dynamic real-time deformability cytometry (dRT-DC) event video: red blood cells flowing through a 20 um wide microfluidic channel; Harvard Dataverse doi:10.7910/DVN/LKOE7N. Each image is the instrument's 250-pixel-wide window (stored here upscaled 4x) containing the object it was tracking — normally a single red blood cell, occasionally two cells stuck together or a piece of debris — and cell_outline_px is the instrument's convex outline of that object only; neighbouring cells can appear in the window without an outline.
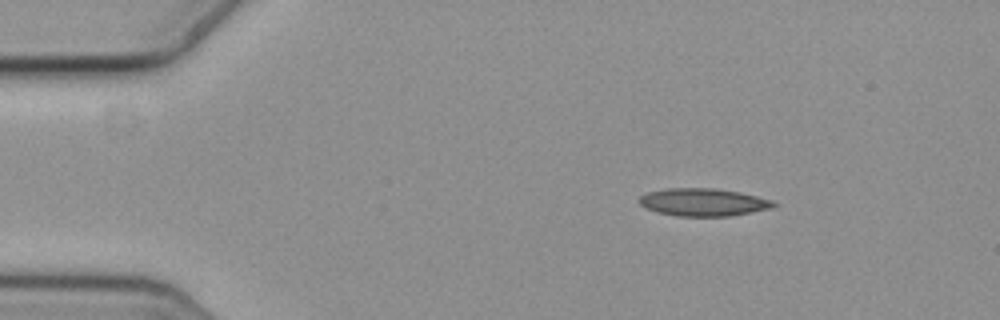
{"species": "common noctule bat (a hibernating species)", "species_latin": "Nyctalus noctula", "temperature_condition": "cold", "stored_images_in_passage": 50, "segment_of_instrument_passage": [1, 2], "camera_frame_rate_fps": 3000, "um_per_image_px": 0.085, "animal": {"sex": "female", "body_mass_g": 19.3, "forearm_length_mm": 54.1}, "frame": {"image": 1, "passage_image": 1, "time_ms": 0.0, "image_size_px": [1000, 320], "cell_outline_px": [[780, 204], [772, 208], [732, 216], [676, 216], [656, 212], [640, 204], [636, 200], [640, 196], [648, 192], [668, 188], [716, 188], [740, 192], [772, 200]], "centroid_in_image_um": [59.79, 17.19], "position_along_channel_um": 25.2, "area_um2": 21.85}}
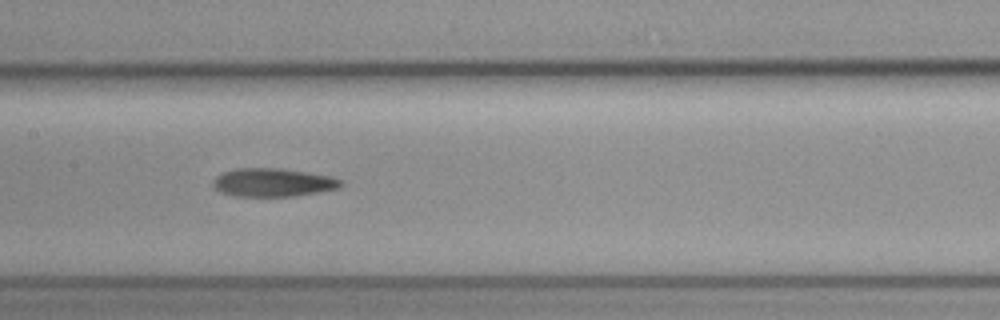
{"frame": {"image": 2, "passage_image": 20, "time_ms": 6.333, "image_size_px": [1000, 320], "cell_outline_px": [[344, 184], [336, 188], [296, 196], [236, 196], [220, 192], [212, 184], [212, 180], [216, 176], [224, 172], [236, 168], [280, 168], [328, 176], [344, 180]], "centroid_in_image_um": [23.17, 15.51], "position_along_channel_um": 184.2, "area_um2": 20.92}}
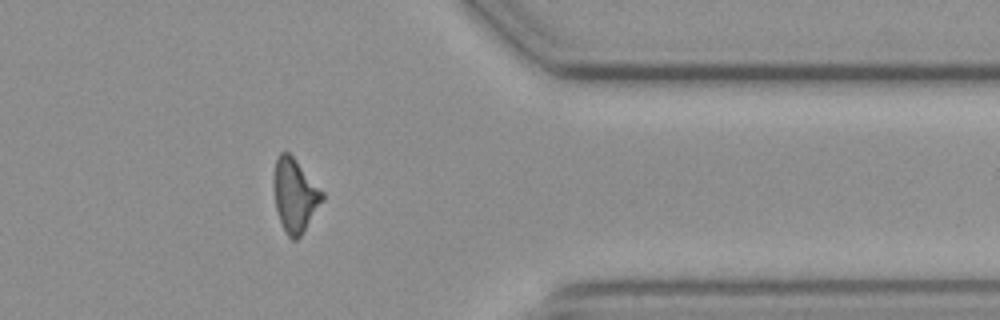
{"frame": {"image": 3, "passage_image": 38, "time_ms": 12.333, "image_size_px": [1000, 320], "cell_outline_px": [[324, 200], [300, 236], [296, 240], [292, 240], [284, 232], [276, 208], [272, 184], [272, 176], [276, 156], [280, 152], [288, 152], [296, 160], [324, 192]], "centroid_in_image_um": [25.04, 16.58], "position_along_channel_um": 386.4, "area_um2": 20.98}}